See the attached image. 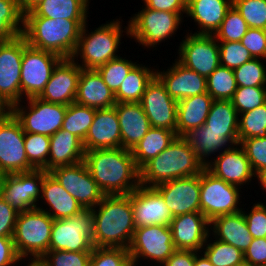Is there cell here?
Segmentation results:
<instances>
[{
	"mask_svg": "<svg viewBox=\"0 0 266 266\" xmlns=\"http://www.w3.org/2000/svg\"><path fill=\"white\" fill-rule=\"evenodd\" d=\"M84 162L104 195L131 194L140 186V169L125 148L85 151Z\"/></svg>",
	"mask_w": 266,
	"mask_h": 266,
	"instance_id": "1",
	"label": "cell"
},
{
	"mask_svg": "<svg viewBox=\"0 0 266 266\" xmlns=\"http://www.w3.org/2000/svg\"><path fill=\"white\" fill-rule=\"evenodd\" d=\"M93 211V247L128 249L135 231L131 194L104 195Z\"/></svg>",
	"mask_w": 266,
	"mask_h": 266,
	"instance_id": "2",
	"label": "cell"
},
{
	"mask_svg": "<svg viewBox=\"0 0 266 266\" xmlns=\"http://www.w3.org/2000/svg\"><path fill=\"white\" fill-rule=\"evenodd\" d=\"M86 22L88 21L24 16L22 35L33 48L56 53L62 58H72Z\"/></svg>",
	"mask_w": 266,
	"mask_h": 266,
	"instance_id": "3",
	"label": "cell"
},
{
	"mask_svg": "<svg viewBox=\"0 0 266 266\" xmlns=\"http://www.w3.org/2000/svg\"><path fill=\"white\" fill-rule=\"evenodd\" d=\"M204 169V163L190 144L183 137H176L166 149L140 168V185L155 187L174 179L195 176Z\"/></svg>",
	"mask_w": 266,
	"mask_h": 266,
	"instance_id": "4",
	"label": "cell"
},
{
	"mask_svg": "<svg viewBox=\"0 0 266 266\" xmlns=\"http://www.w3.org/2000/svg\"><path fill=\"white\" fill-rule=\"evenodd\" d=\"M120 20L119 18L116 21L106 22L94 31L91 30L90 33L86 22L81 29L72 59L83 69H97L108 61L119 57L120 55L116 53L119 52L117 49L120 47L121 37L124 36L122 33L129 36V26H126V31H123ZM78 56L82 59L81 64L77 61Z\"/></svg>",
	"mask_w": 266,
	"mask_h": 266,
	"instance_id": "5",
	"label": "cell"
},
{
	"mask_svg": "<svg viewBox=\"0 0 266 266\" xmlns=\"http://www.w3.org/2000/svg\"><path fill=\"white\" fill-rule=\"evenodd\" d=\"M53 220L38 208L18 214L13 241L24 262L27 258L40 260L49 251Z\"/></svg>",
	"mask_w": 266,
	"mask_h": 266,
	"instance_id": "6",
	"label": "cell"
},
{
	"mask_svg": "<svg viewBox=\"0 0 266 266\" xmlns=\"http://www.w3.org/2000/svg\"><path fill=\"white\" fill-rule=\"evenodd\" d=\"M179 13L158 11L144 7L128 21L129 38L135 39L142 47H157L172 37L183 22Z\"/></svg>",
	"mask_w": 266,
	"mask_h": 266,
	"instance_id": "7",
	"label": "cell"
},
{
	"mask_svg": "<svg viewBox=\"0 0 266 266\" xmlns=\"http://www.w3.org/2000/svg\"><path fill=\"white\" fill-rule=\"evenodd\" d=\"M25 101H28L27 106L21 104L23 100L10 108V112L20 122L24 133L52 136L62 128L66 105L45 102L38 97L28 98Z\"/></svg>",
	"mask_w": 266,
	"mask_h": 266,
	"instance_id": "8",
	"label": "cell"
},
{
	"mask_svg": "<svg viewBox=\"0 0 266 266\" xmlns=\"http://www.w3.org/2000/svg\"><path fill=\"white\" fill-rule=\"evenodd\" d=\"M92 249V209H82L70 218L53 220L49 250L80 252Z\"/></svg>",
	"mask_w": 266,
	"mask_h": 266,
	"instance_id": "9",
	"label": "cell"
},
{
	"mask_svg": "<svg viewBox=\"0 0 266 266\" xmlns=\"http://www.w3.org/2000/svg\"><path fill=\"white\" fill-rule=\"evenodd\" d=\"M240 187L215 177L206 168L200 173V212L211 222L215 217L240 212Z\"/></svg>",
	"mask_w": 266,
	"mask_h": 266,
	"instance_id": "10",
	"label": "cell"
},
{
	"mask_svg": "<svg viewBox=\"0 0 266 266\" xmlns=\"http://www.w3.org/2000/svg\"><path fill=\"white\" fill-rule=\"evenodd\" d=\"M63 58L56 53L33 48L24 37L21 63V99L38 97Z\"/></svg>",
	"mask_w": 266,
	"mask_h": 266,
	"instance_id": "11",
	"label": "cell"
},
{
	"mask_svg": "<svg viewBox=\"0 0 266 266\" xmlns=\"http://www.w3.org/2000/svg\"><path fill=\"white\" fill-rule=\"evenodd\" d=\"M128 250L133 266L141 262L140 258L157 262V266H161L176 248L169 225H147L135 228Z\"/></svg>",
	"mask_w": 266,
	"mask_h": 266,
	"instance_id": "12",
	"label": "cell"
},
{
	"mask_svg": "<svg viewBox=\"0 0 266 266\" xmlns=\"http://www.w3.org/2000/svg\"><path fill=\"white\" fill-rule=\"evenodd\" d=\"M44 169L1 175V198L18 213L37 208L41 199Z\"/></svg>",
	"mask_w": 266,
	"mask_h": 266,
	"instance_id": "13",
	"label": "cell"
},
{
	"mask_svg": "<svg viewBox=\"0 0 266 266\" xmlns=\"http://www.w3.org/2000/svg\"><path fill=\"white\" fill-rule=\"evenodd\" d=\"M24 135L11 112L0 117V176L34 170L26 156Z\"/></svg>",
	"mask_w": 266,
	"mask_h": 266,
	"instance_id": "14",
	"label": "cell"
},
{
	"mask_svg": "<svg viewBox=\"0 0 266 266\" xmlns=\"http://www.w3.org/2000/svg\"><path fill=\"white\" fill-rule=\"evenodd\" d=\"M180 42L178 58L186 68L207 78L219 65V45L213 35L187 33Z\"/></svg>",
	"mask_w": 266,
	"mask_h": 266,
	"instance_id": "15",
	"label": "cell"
},
{
	"mask_svg": "<svg viewBox=\"0 0 266 266\" xmlns=\"http://www.w3.org/2000/svg\"><path fill=\"white\" fill-rule=\"evenodd\" d=\"M24 36L0 41V98L11 108L21 100V63Z\"/></svg>",
	"mask_w": 266,
	"mask_h": 266,
	"instance_id": "16",
	"label": "cell"
},
{
	"mask_svg": "<svg viewBox=\"0 0 266 266\" xmlns=\"http://www.w3.org/2000/svg\"><path fill=\"white\" fill-rule=\"evenodd\" d=\"M49 172L83 209L94 208L104 197L84 161L71 166H59Z\"/></svg>",
	"mask_w": 266,
	"mask_h": 266,
	"instance_id": "17",
	"label": "cell"
},
{
	"mask_svg": "<svg viewBox=\"0 0 266 266\" xmlns=\"http://www.w3.org/2000/svg\"><path fill=\"white\" fill-rule=\"evenodd\" d=\"M177 101L155 75L148 83L140 101L151 127L174 131L177 135Z\"/></svg>",
	"mask_w": 266,
	"mask_h": 266,
	"instance_id": "18",
	"label": "cell"
},
{
	"mask_svg": "<svg viewBox=\"0 0 266 266\" xmlns=\"http://www.w3.org/2000/svg\"><path fill=\"white\" fill-rule=\"evenodd\" d=\"M173 217L200 212V174L178 178L154 187Z\"/></svg>",
	"mask_w": 266,
	"mask_h": 266,
	"instance_id": "19",
	"label": "cell"
},
{
	"mask_svg": "<svg viewBox=\"0 0 266 266\" xmlns=\"http://www.w3.org/2000/svg\"><path fill=\"white\" fill-rule=\"evenodd\" d=\"M81 67L72 58H63L54 68L39 99L68 106L75 102Z\"/></svg>",
	"mask_w": 266,
	"mask_h": 266,
	"instance_id": "20",
	"label": "cell"
},
{
	"mask_svg": "<svg viewBox=\"0 0 266 266\" xmlns=\"http://www.w3.org/2000/svg\"><path fill=\"white\" fill-rule=\"evenodd\" d=\"M218 154L205 165V168L215 177L240 188L244 184L249 185L252 178L256 177L245 151L239 144Z\"/></svg>",
	"mask_w": 266,
	"mask_h": 266,
	"instance_id": "21",
	"label": "cell"
},
{
	"mask_svg": "<svg viewBox=\"0 0 266 266\" xmlns=\"http://www.w3.org/2000/svg\"><path fill=\"white\" fill-rule=\"evenodd\" d=\"M169 227L176 250L201 252L210 232V221L201 212L173 217Z\"/></svg>",
	"mask_w": 266,
	"mask_h": 266,
	"instance_id": "22",
	"label": "cell"
},
{
	"mask_svg": "<svg viewBox=\"0 0 266 266\" xmlns=\"http://www.w3.org/2000/svg\"><path fill=\"white\" fill-rule=\"evenodd\" d=\"M136 228L147 225H169L173 216L161 194L154 187L139 186L131 193Z\"/></svg>",
	"mask_w": 266,
	"mask_h": 266,
	"instance_id": "23",
	"label": "cell"
},
{
	"mask_svg": "<svg viewBox=\"0 0 266 266\" xmlns=\"http://www.w3.org/2000/svg\"><path fill=\"white\" fill-rule=\"evenodd\" d=\"M156 76L164 84L168 94L177 102L207 92L206 78L186 68L176 59L166 71L157 69Z\"/></svg>",
	"mask_w": 266,
	"mask_h": 266,
	"instance_id": "24",
	"label": "cell"
},
{
	"mask_svg": "<svg viewBox=\"0 0 266 266\" xmlns=\"http://www.w3.org/2000/svg\"><path fill=\"white\" fill-rule=\"evenodd\" d=\"M85 151L121 147V131L115 107L96 109L83 141Z\"/></svg>",
	"mask_w": 266,
	"mask_h": 266,
	"instance_id": "25",
	"label": "cell"
},
{
	"mask_svg": "<svg viewBox=\"0 0 266 266\" xmlns=\"http://www.w3.org/2000/svg\"><path fill=\"white\" fill-rule=\"evenodd\" d=\"M121 131V147L132 150L151 128L140 102L116 103Z\"/></svg>",
	"mask_w": 266,
	"mask_h": 266,
	"instance_id": "26",
	"label": "cell"
},
{
	"mask_svg": "<svg viewBox=\"0 0 266 266\" xmlns=\"http://www.w3.org/2000/svg\"><path fill=\"white\" fill-rule=\"evenodd\" d=\"M75 102L94 109L114 107L117 103L115 94L104 83L96 69H83L78 79Z\"/></svg>",
	"mask_w": 266,
	"mask_h": 266,
	"instance_id": "27",
	"label": "cell"
},
{
	"mask_svg": "<svg viewBox=\"0 0 266 266\" xmlns=\"http://www.w3.org/2000/svg\"><path fill=\"white\" fill-rule=\"evenodd\" d=\"M42 200L45 201L43 203H47L46 205L50 209H43V206L41 208L39 204L37 208L45 211L52 219L70 218L83 209L77 200L60 185L50 172L45 174L42 182Z\"/></svg>",
	"mask_w": 266,
	"mask_h": 266,
	"instance_id": "28",
	"label": "cell"
},
{
	"mask_svg": "<svg viewBox=\"0 0 266 266\" xmlns=\"http://www.w3.org/2000/svg\"><path fill=\"white\" fill-rule=\"evenodd\" d=\"M231 6L232 0H187L186 15L200 28L194 34L213 35Z\"/></svg>",
	"mask_w": 266,
	"mask_h": 266,
	"instance_id": "29",
	"label": "cell"
},
{
	"mask_svg": "<svg viewBox=\"0 0 266 266\" xmlns=\"http://www.w3.org/2000/svg\"><path fill=\"white\" fill-rule=\"evenodd\" d=\"M210 232L214 239L231 244L243 253L253 240L243 215V209L237 213L215 217L210 222Z\"/></svg>",
	"mask_w": 266,
	"mask_h": 266,
	"instance_id": "30",
	"label": "cell"
},
{
	"mask_svg": "<svg viewBox=\"0 0 266 266\" xmlns=\"http://www.w3.org/2000/svg\"><path fill=\"white\" fill-rule=\"evenodd\" d=\"M83 141L74 134L59 129L50 136L48 172L59 166H71L84 161Z\"/></svg>",
	"mask_w": 266,
	"mask_h": 266,
	"instance_id": "31",
	"label": "cell"
},
{
	"mask_svg": "<svg viewBox=\"0 0 266 266\" xmlns=\"http://www.w3.org/2000/svg\"><path fill=\"white\" fill-rule=\"evenodd\" d=\"M183 138L190 144L198 158L204 163H209V157L215 152H222L239 144L238 136H224V132L204 130V126L191 129Z\"/></svg>",
	"mask_w": 266,
	"mask_h": 266,
	"instance_id": "32",
	"label": "cell"
},
{
	"mask_svg": "<svg viewBox=\"0 0 266 266\" xmlns=\"http://www.w3.org/2000/svg\"><path fill=\"white\" fill-rule=\"evenodd\" d=\"M213 98L207 93L184 98L177 103V137L201 127L209 114Z\"/></svg>",
	"mask_w": 266,
	"mask_h": 266,
	"instance_id": "33",
	"label": "cell"
},
{
	"mask_svg": "<svg viewBox=\"0 0 266 266\" xmlns=\"http://www.w3.org/2000/svg\"><path fill=\"white\" fill-rule=\"evenodd\" d=\"M90 0H41L24 16L87 20Z\"/></svg>",
	"mask_w": 266,
	"mask_h": 266,
	"instance_id": "34",
	"label": "cell"
},
{
	"mask_svg": "<svg viewBox=\"0 0 266 266\" xmlns=\"http://www.w3.org/2000/svg\"><path fill=\"white\" fill-rule=\"evenodd\" d=\"M176 137L174 131L151 127L131 150L136 166L140 169L146 162L166 149Z\"/></svg>",
	"mask_w": 266,
	"mask_h": 266,
	"instance_id": "35",
	"label": "cell"
},
{
	"mask_svg": "<svg viewBox=\"0 0 266 266\" xmlns=\"http://www.w3.org/2000/svg\"><path fill=\"white\" fill-rule=\"evenodd\" d=\"M155 75L156 69L137 63L114 93L116 102H140L148 83Z\"/></svg>",
	"mask_w": 266,
	"mask_h": 266,
	"instance_id": "36",
	"label": "cell"
},
{
	"mask_svg": "<svg viewBox=\"0 0 266 266\" xmlns=\"http://www.w3.org/2000/svg\"><path fill=\"white\" fill-rule=\"evenodd\" d=\"M239 114L230 100H213L204 130L224 132V136H238Z\"/></svg>",
	"mask_w": 266,
	"mask_h": 266,
	"instance_id": "37",
	"label": "cell"
},
{
	"mask_svg": "<svg viewBox=\"0 0 266 266\" xmlns=\"http://www.w3.org/2000/svg\"><path fill=\"white\" fill-rule=\"evenodd\" d=\"M24 12L17 0H0V41H8L23 34Z\"/></svg>",
	"mask_w": 266,
	"mask_h": 266,
	"instance_id": "38",
	"label": "cell"
},
{
	"mask_svg": "<svg viewBox=\"0 0 266 266\" xmlns=\"http://www.w3.org/2000/svg\"><path fill=\"white\" fill-rule=\"evenodd\" d=\"M95 113L96 109L73 102L67 106L62 129L84 141Z\"/></svg>",
	"mask_w": 266,
	"mask_h": 266,
	"instance_id": "39",
	"label": "cell"
},
{
	"mask_svg": "<svg viewBox=\"0 0 266 266\" xmlns=\"http://www.w3.org/2000/svg\"><path fill=\"white\" fill-rule=\"evenodd\" d=\"M210 236L209 234L201 252L214 266H238L244 263V253L241 250L217 239L212 242L209 240Z\"/></svg>",
	"mask_w": 266,
	"mask_h": 266,
	"instance_id": "40",
	"label": "cell"
},
{
	"mask_svg": "<svg viewBox=\"0 0 266 266\" xmlns=\"http://www.w3.org/2000/svg\"><path fill=\"white\" fill-rule=\"evenodd\" d=\"M207 93L214 100H231L237 89L234 71L219 65L207 78Z\"/></svg>",
	"mask_w": 266,
	"mask_h": 266,
	"instance_id": "41",
	"label": "cell"
},
{
	"mask_svg": "<svg viewBox=\"0 0 266 266\" xmlns=\"http://www.w3.org/2000/svg\"><path fill=\"white\" fill-rule=\"evenodd\" d=\"M239 143L251 137H266V103L247 112L239 114Z\"/></svg>",
	"mask_w": 266,
	"mask_h": 266,
	"instance_id": "42",
	"label": "cell"
},
{
	"mask_svg": "<svg viewBox=\"0 0 266 266\" xmlns=\"http://www.w3.org/2000/svg\"><path fill=\"white\" fill-rule=\"evenodd\" d=\"M24 144L29 164L34 169H44L48 172L50 136L25 133Z\"/></svg>",
	"mask_w": 266,
	"mask_h": 266,
	"instance_id": "43",
	"label": "cell"
},
{
	"mask_svg": "<svg viewBox=\"0 0 266 266\" xmlns=\"http://www.w3.org/2000/svg\"><path fill=\"white\" fill-rule=\"evenodd\" d=\"M248 28L247 22L232 5L213 36L218 42H238L241 41Z\"/></svg>",
	"mask_w": 266,
	"mask_h": 266,
	"instance_id": "44",
	"label": "cell"
},
{
	"mask_svg": "<svg viewBox=\"0 0 266 266\" xmlns=\"http://www.w3.org/2000/svg\"><path fill=\"white\" fill-rule=\"evenodd\" d=\"M137 64L123 57H117L98 67L96 70L104 83L115 93L131 69Z\"/></svg>",
	"mask_w": 266,
	"mask_h": 266,
	"instance_id": "45",
	"label": "cell"
},
{
	"mask_svg": "<svg viewBox=\"0 0 266 266\" xmlns=\"http://www.w3.org/2000/svg\"><path fill=\"white\" fill-rule=\"evenodd\" d=\"M260 58H252L234 69L238 87H266V68Z\"/></svg>",
	"mask_w": 266,
	"mask_h": 266,
	"instance_id": "46",
	"label": "cell"
},
{
	"mask_svg": "<svg viewBox=\"0 0 266 266\" xmlns=\"http://www.w3.org/2000/svg\"><path fill=\"white\" fill-rule=\"evenodd\" d=\"M88 266H133L129 250L121 247H93Z\"/></svg>",
	"mask_w": 266,
	"mask_h": 266,
	"instance_id": "47",
	"label": "cell"
},
{
	"mask_svg": "<svg viewBox=\"0 0 266 266\" xmlns=\"http://www.w3.org/2000/svg\"><path fill=\"white\" fill-rule=\"evenodd\" d=\"M249 28L266 30V0H232Z\"/></svg>",
	"mask_w": 266,
	"mask_h": 266,
	"instance_id": "48",
	"label": "cell"
},
{
	"mask_svg": "<svg viewBox=\"0 0 266 266\" xmlns=\"http://www.w3.org/2000/svg\"><path fill=\"white\" fill-rule=\"evenodd\" d=\"M230 101L238 114L253 110L266 103V87H237Z\"/></svg>",
	"mask_w": 266,
	"mask_h": 266,
	"instance_id": "49",
	"label": "cell"
},
{
	"mask_svg": "<svg viewBox=\"0 0 266 266\" xmlns=\"http://www.w3.org/2000/svg\"><path fill=\"white\" fill-rule=\"evenodd\" d=\"M92 251L49 250L40 261L45 266H88Z\"/></svg>",
	"mask_w": 266,
	"mask_h": 266,
	"instance_id": "50",
	"label": "cell"
},
{
	"mask_svg": "<svg viewBox=\"0 0 266 266\" xmlns=\"http://www.w3.org/2000/svg\"><path fill=\"white\" fill-rule=\"evenodd\" d=\"M218 45L221 66L234 70L253 58L240 41L218 42Z\"/></svg>",
	"mask_w": 266,
	"mask_h": 266,
	"instance_id": "51",
	"label": "cell"
},
{
	"mask_svg": "<svg viewBox=\"0 0 266 266\" xmlns=\"http://www.w3.org/2000/svg\"><path fill=\"white\" fill-rule=\"evenodd\" d=\"M239 145L245 151L255 175L266 170V137L244 139Z\"/></svg>",
	"mask_w": 266,
	"mask_h": 266,
	"instance_id": "52",
	"label": "cell"
},
{
	"mask_svg": "<svg viewBox=\"0 0 266 266\" xmlns=\"http://www.w3.org/2000/svg\"><path fill=\"white\" fill-rule=\"evenodd\" d=\"M243 215L247 223L250 234L253 238L266 237V204L262 202L254 203L250 213L243 210Z\"/></svg>",
	"mask_w": 266,
	"mask_h": 266,
	"instance_id": "53",
	"label": "cell"
},
{
	"mask_svg": "<svg viewBox=\"0 0 266 266\" xmlns=\"http://www.w3.org/2000/svg\"><path fill=\"white\" fill-rule=\"evenodd\" d=\"M240 42L253 58L266 59V30L248 28Z\"/></svg>",
	"mask_w": 266,
	"mask_h": 266,
	"instance_id": "54",
	"label": "cell"
},
{
	"mask_svg": "<svg viewBox=\"0 0 266 266\" xmlns=\"http://www.w3.org/2000/svg\"><path fill=\"white\" fill-rule=\"evenodd\" d=\"M244 262L250 266H266V237L253 238L244 251Z\"/></svg>",
	"mask_w": 266,
	"mask_h": 266,
	"instance_id": "55",
	"label": "cell"
},
{
	"mask_svg": "<svg viewBox=\"0 0 266 266\" xmlns=\"http://www.w3.org/2000/svg\"><path fill=\"white\" fill-rule=\"evenodd\" d=\"M18 214L0 197V237H13Z\"/></svg>",
	"mask_w": 266,
	"mask_h": 266,
	"instance_id": "56",
	"label": "cell"
},
{
	"mask_svg": "<svg viewBox=\"0 0 266 266\" xmlns=\"http://www.w3.org/2000/svg\"><path fill=\"white\" fill-rule=\"evenodd\" d=\"M142 1H144V6L149 9L179 13L182 17L184 13L186 14L187 0H142Z\"/></svg>",
	"mask_w": 266,
	"mask_h": 266,
	"instance_id": "57",
	"label": "cell"
},
{
	"mask_svg": "<svg viewBox=\"0 0 266 266\" xmlns=\"http://www.w3.org/2000/svg\"><path fill=\"white\" fill-rule=\"evenodd\" d=\"M23 261L17 254L13 237H0V266H15Z\"/></svg>",
	"mask_w": 266,
	"mask_h": 266,
	"instance_id": "58",
	"label": "cell"
},
{
	"mask_svg": "<svg viewBox=\"0 0 266 266\" xmlns=\"http://www.w3.org/2000/svg\"><path fill=\"white\" fill-rule=\"evenodd\" d=\"M162 266H195V251L176 250Z\"/></svg>",
	"mask_w": 266,
	"mask_h": 266,
	"instance_id": "59",
	"label": "cell"
},
{
	"mask_svg": "<svg viewBox=\"0 0 266 266\" xmlns=\"http://www.w3.org/2000/svg\"><path fill=\"white\" fill-rule=\"evenodd\" d=\"M41 0H17L19 8L25 13L31 10Z\"/></svg>",
	"mask_w": 266,
	"mask_h": 266,
	"instance_id": "60",
	"label": "cell"
},
{
	"mask_svg": "<svg viewBox=\"0 0 266 266\" xmlns=\"http://www.w3.org/2000/svg\"><path fill=\"white\" fill-rule=\"evenodd\" d=\"M195 266H214V265L207 259V257L202 252L195 251Z\"/></svg>",
	"mask_w": 266,
	"mask_h": 266,
	"instance_id": "61",
	"label": "cell"
},
{
	"mask_svg": "<svg viewBox=\"0 0 266 266\" xmlns=\"http://www.w3.org/2000/svg\"><path fill=\"white\" fill-rule=\"evenodd\" d=\"M256 177L259 181V184H261L260 187L266 191V170L257 174Z\"/></svg>",
	"mask_w": 266,
	"mask_h": 266,
	"instance_id": "62",
	"label": "cell"
},
{
	"mask_svg": "<svg viewBox=\"0 0 266 266\" xmlns=\"http://www.w3.org/2000/svg\"><path fill=\"white\" fill-rule=\"evenodd\" d=\"M10 113V107L0 98V117Z\"/></svg>",
	"mask_w": 266,
	"mask_h": 266,
	"instance_id": "63",
	"label": "cell"
},
{
	"mask_svg": "<svg viewBox=\"0 0 266 266\" xmlns=\"http://www.w3.org/2000/svg\"><path fill=\"white\" fill-rule=\"evenodd\" d=\"M28 265L26 266H45L40 260L37 259H28Z\"/></svg>",
	"mask_w": 266,
	"mask_h": 266,
	"instance_id": "64",
	"label": "cell"
},
{
	"mask_svg": "<svg viewBox=\"0 0 266 266\" xmlns=\"http://www.w3.org/2000/svg\"><path fill=\"white\" fill-rule=\"evenodd\" d=\"M238 266H250V265H248L247 263H243V264H241V265H238Z\"/></svg>",
	"mask_w": 266,
	"mask_h": 266,
	"instance_id": "65",
	"label": "cell"
},
{
	"mask_svg": "<svg viewBox=\"0 0 266 266\" xmlns=\"http://www.w3.org/2000/svg\"><path fill=\"white\" fill-rule=\"evenodd\" d=\"M0 197H1V176H0Z\"/></svg>",
	"mask_w": 266,
	"mask_h": 266,
	"instance_id": "66",
	"label": "cell"
}]
</instances>
